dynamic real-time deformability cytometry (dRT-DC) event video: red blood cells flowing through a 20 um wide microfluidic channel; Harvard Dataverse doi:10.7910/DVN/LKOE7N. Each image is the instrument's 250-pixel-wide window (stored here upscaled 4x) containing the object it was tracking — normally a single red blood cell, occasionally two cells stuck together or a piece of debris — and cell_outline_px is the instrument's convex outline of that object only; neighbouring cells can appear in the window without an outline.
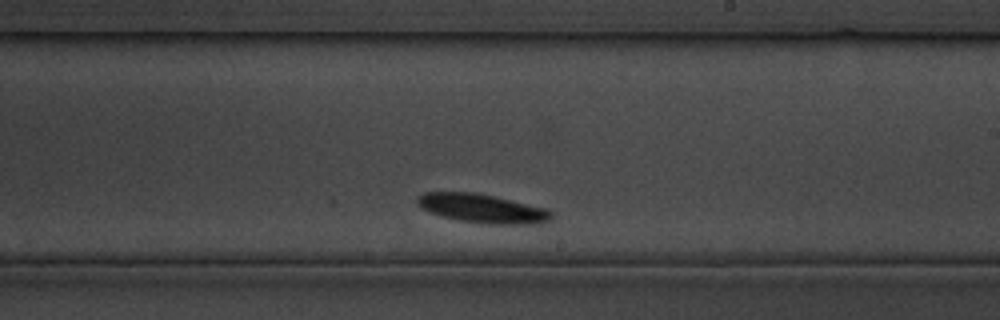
{"species": "common noctule bat (a hibernating species)", "species_latin": "Nyctalus noctula", "temperature_condition": "cold", "stored_images_in_passage": 24, "camera_frame_rate_fps": 3000, "um_per_image_px": 0.085, "animal": {"sex": "male", "body_mass_g": 19.5, "forearm_length_mm": 54.6}, "frame": {"image": 1, "passage_image": 14, "time_ms": 14.667, "image_size_px": [1000, 320], "cell_outline_px": [[552, 216], [548, 220], [536, 224], [488, 224], [460, 220], [440, 216], [420, 208], [416, 204], [416, 200], [424, 192], [472, 192], [492, 196], [548, 208], [552, 212]], "centroid_in_image_um": [40.98, 17.72], "position_along_channel_um": 248.0, "area_um2": 22.48}}